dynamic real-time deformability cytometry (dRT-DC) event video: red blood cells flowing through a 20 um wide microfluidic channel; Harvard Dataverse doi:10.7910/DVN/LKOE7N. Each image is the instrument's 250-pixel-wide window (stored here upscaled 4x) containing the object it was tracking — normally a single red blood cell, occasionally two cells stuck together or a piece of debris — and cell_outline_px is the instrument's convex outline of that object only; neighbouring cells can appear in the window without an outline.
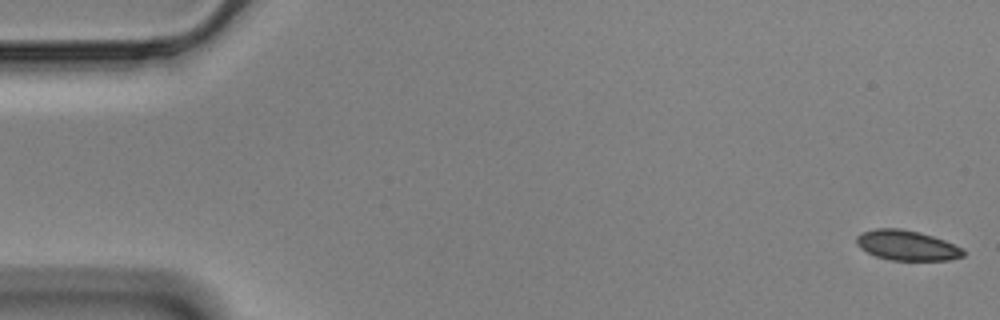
{"species": "Egyptian fruit bat (a non-hibernating species)", "species_latin": "Rousettus aegyptiacus", "temperature_condition": "cold", "stored_images_in_passage": 57, "camera_frame_rate_fps": 3000, "um_per_image_px": 0.085, "animal": {"sex": "male"}, "frame": {"image": 1, "passage_image": 1, "time_ms": 0.0, "image_size_px": [1000, 320], "cell_outline_px": [[964, 256], [948, 260], [892, 260], [876, 256], [860, 248], [856, 244], [856, 236], [860, 232], [876, 228], [900, 228], [920, 232], [944, 240], [964, 248]], "centroid_in_image_um": [77.07, 20.84], "position_along_channel_um": 7.9, "area_um2": 18.79}}
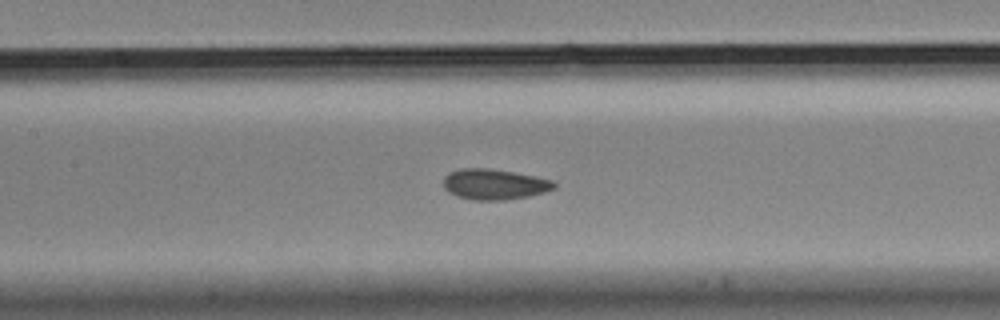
{"frame": {"image": 2, "passage_image": 26, "time_ms": 8.333, "image_size_px": [1000, 320], "cell_outline_px": [[556, 188], [544, 192], [528, 196], [504, 200], [472, 200], [456, 196], [448, 192], [444, 188], [444, 176], [448, 172], [460, 168], [488, 168], [536, 176], [552, 180], [556, 184]], "centroid_in_image_um": [41.99, 15.66], "position_along_channel_um": 165.4, "area_um2": 19.83}}
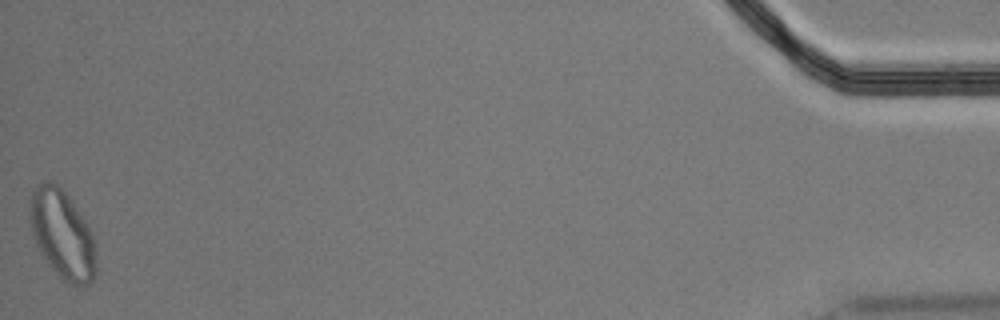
{"frame": {"image": 3, "passage_image": 57, "time_ms": 18.667, "image_size_px": [1000, 320], "cell_outline_px": [[96, 272], [92, 280], [88, 284], [76, 288], [64, 280], [48, 264], [40, 252], [32, 236], [28, 204], [32, 192], [40, 184], [48, 180], [56, 184], [68, 196], [88, 224], [92, 236], [96, 264]], "centroid_in_image_um": [5.28, 19.94], "position_along_channel_um": 429.9, "area_um2": 34.04}, "authors_computed_cell_mechanics": {"area_um2": 19.5364, "velocity_mm_per_s": 3.4932, "shape_relaxation_time_tau1_ms": 5.5252, "shape_relaxation_time_tau2_ms": 1.2925, "deformation_change_tau1": 0.1041, "deformation_change_tau2": 0.0502}}